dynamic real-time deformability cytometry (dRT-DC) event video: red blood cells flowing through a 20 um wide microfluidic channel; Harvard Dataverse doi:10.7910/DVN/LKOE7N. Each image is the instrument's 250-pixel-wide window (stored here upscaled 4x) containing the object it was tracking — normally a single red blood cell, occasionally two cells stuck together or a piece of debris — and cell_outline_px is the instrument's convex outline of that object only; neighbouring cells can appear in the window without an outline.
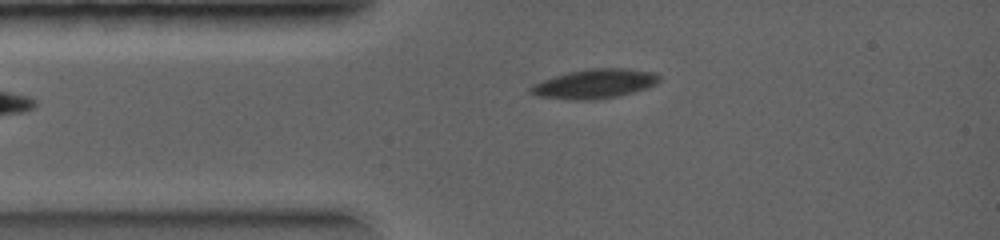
{"species": "common noctule bat (a hibernating species)", "species_latin": "Nyctalus noctula", "temperature_condition": "warm", "stored_images_in_passage": 27, "camera_frame_rate_fps": 5000, "um_per_image_px": 0.085, "animal": {"sex": "female", "body_mass_g": 19.0, "forearm_length_mm": 56.7}, "frame": {"image": 1, "passage_image": 3, "time_ms": 0.8, "image_size_px": [1000, 240], "cell_outline_px": [[660, 80], [656, 84], [632, 92], [616, 96], [596, 100], [564, 100], [536, 96], [528, 92], [528, 88], [532, 84], [568, 72], [588, 68], [628, 68], [656, 72], [660, 76]], "centroid_in_image_um": [50.51, 7.12], "position_along_channel_um": 34.5, "area_um2": 22.2}}
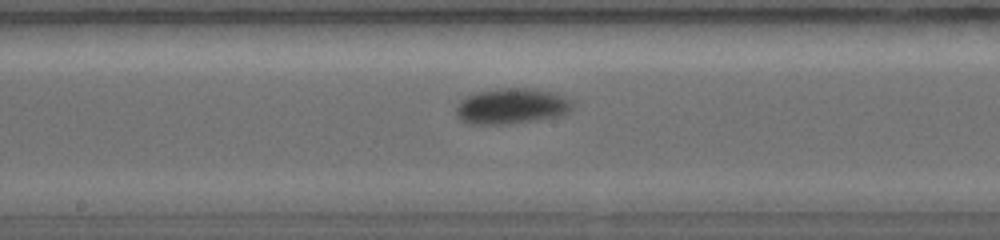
{"frame": {"image": 2, "passage_image": 12, "time_ms": 3.8, "image_size_px": [1000, 240], "cell_outline_px": [[572, 108], [568, 112], [560, 116], [540, 120], [512, 124], [468, 124], [460, 120], [456, 116], [456, 104], [460, 100], [476, 92], [504, 88], [520, 88], [548, 92], [564, 96], [572, 104]], "centroid_in_image_um": [43.43, 9.06], "position_along_channel_um": 204.8, "area_um2": 24.1}}
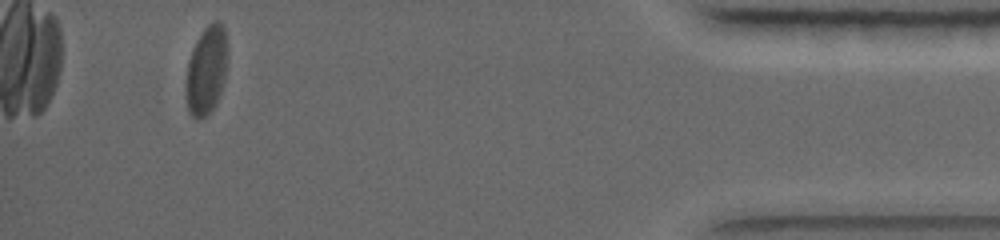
{"frame": {"image": 3, "passage_image": 26, "time_ms": 8.4, "image_size_px": [1000, 240], "cell_outline_px": [[228, 56], [224, 80], [216, 104], [204, 116], [196, 120], [188, 112], [188, 60], [192, 48], [196, 40], [204, 28], [212, 20], [216, 20], [224, 24], [228, 44]], "centroid_in_image_um": [17.6, 5.87], "position_along_channel_um": 417.6, "area_um2": 21.33}}